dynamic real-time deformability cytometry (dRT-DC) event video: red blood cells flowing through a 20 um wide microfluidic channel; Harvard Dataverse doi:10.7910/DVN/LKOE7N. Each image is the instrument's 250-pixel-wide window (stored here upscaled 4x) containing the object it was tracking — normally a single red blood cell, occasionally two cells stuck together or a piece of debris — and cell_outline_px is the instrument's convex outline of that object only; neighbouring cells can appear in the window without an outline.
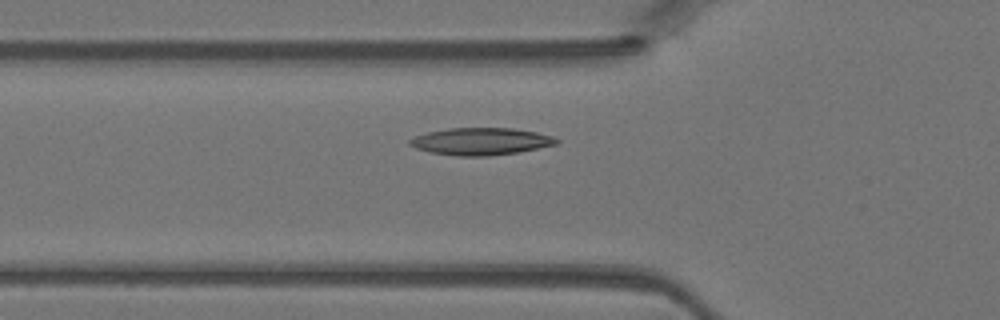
{"species": "Egyptian fruit bat (a non-hibernating species)", "species_latin": "Rousettus aegyptiacus", "temperature_condition": "warm", "stored_images_in_passage": 42, "camera_frame_rate_fps": 3000, "um_per_image_px": 0.085, "animal": {"sex": "female"}, "frame": {"image": 1, "passage_image": 12, "time_ms": 3.667, "image_size_px": [1000, 320], "cell_outline_px": [[560, 140], [556, 144], [520, 152], [488, 156], [460, 156], [432, 152], [416, 148], [408, 144], [408, 140], [416, 136], [428, 132], [448, 128], [512, 128], [536, 132], [552, 136]], "centroid_in_image_um": [40.88, 12.01], "position_along_channel_um": 84.9, "area_um2": 23.12}}
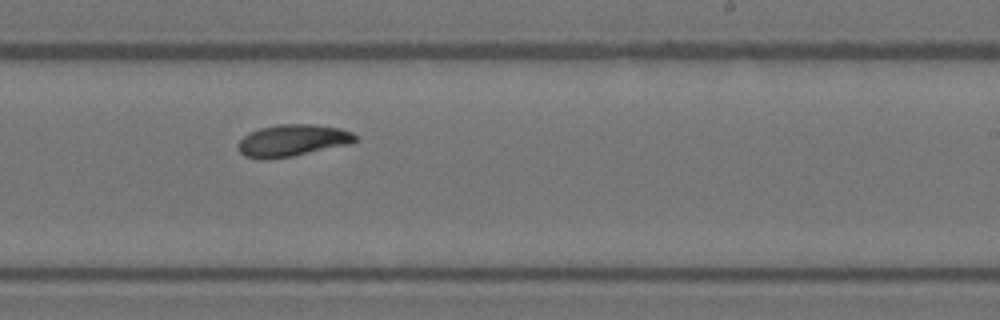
{"frame": {"image": 2, "passage_image": 24, "time_ms": 7.667, "image_size_px": [1000, 320], "cell_outline_px": [[356, 140], [352, 144], [292, 156], [264, 160], [260, 160], [244, 156], [240, 152], [236, 144], [248, 132], [260, 128], [276, 124], [312, 124], [340, 128], [352, 132], [356, 136]], "centroid_in_image_um": [24.83, 11.94], "position_along_channel_um": 264.2, "area_um2": 22.02}}
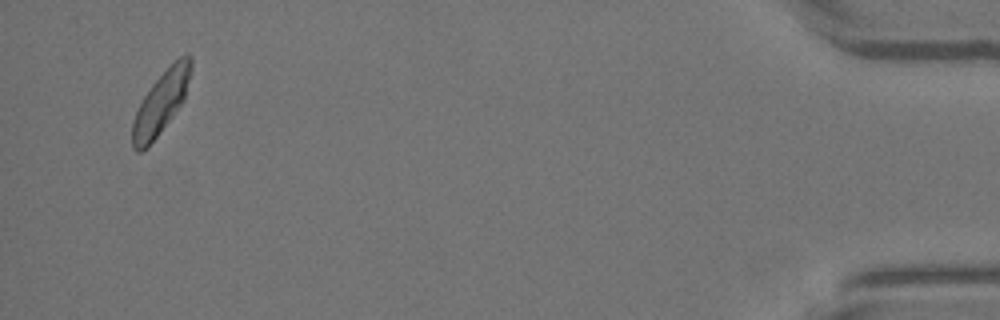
{"frame": {"image": 3, "passage_image": 40, "time_ms": 13.0, "image_size_px": [1000, 320], "cell_outline_px": [[192, 68], [184, 100], [148, 148], [140, 152], [136, 152], [132, 148], [132, 124], [136, 112], [144, 96], [152, 84], [180, 56], [188, 52], [192, 56]], "centroid_in_image_um": [13.69, 8.74], "position_along_channel_um": 421.5, "area_um2": 21.04}}